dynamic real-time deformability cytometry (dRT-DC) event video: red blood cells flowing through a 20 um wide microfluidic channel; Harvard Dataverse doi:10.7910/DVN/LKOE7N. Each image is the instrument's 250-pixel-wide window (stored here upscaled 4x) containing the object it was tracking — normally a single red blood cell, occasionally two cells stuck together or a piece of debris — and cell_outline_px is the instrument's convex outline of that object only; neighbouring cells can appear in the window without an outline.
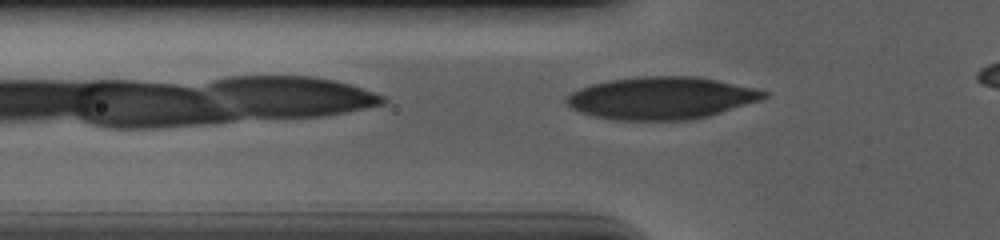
{"species": "human", "species_latin": "Homo sapiens", "temperature_condition": "cold", "stored_images_in_passage": 33, "camera_frame_rate_fps": 3000, "um_per_image_px": 0.085, "donor": {"sex": "male"}, "frame": {"image": 1, "passage_image": 3, "time_ms": 0.667, "image_size_px": [1000, 240], "cell_outline_px": [[768, 96], [760, 100], [708, 116], [688, 120], [616, 120], [592, 116], [580, 112], [572, 108], [564, 100], [572, 92], [580, 88], [592, 84], [612, 80], [644, 76], [692, 76], [716, 80], [756, 88], [768, 92]], "centroid_in_image_um": [56.21, 8.34], "position_along_channel_um": 69.6, "area_um2": 48.38}}
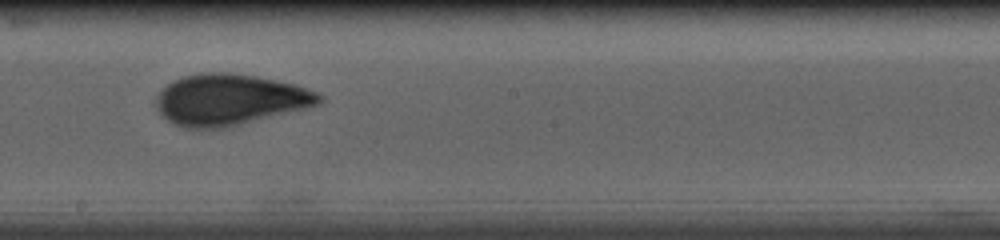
{"frame": {"image": 2, "passage_image": 16, "time_ms": 5.0, "image_size_px": [1000, 240], "cell_outline_px": [[324, 100], [320, 104], [224, 128], [184, 128], [168, 120], [160, 112], [156, 104], [156, 96], [172, 80], [184, 76], [200, 72], [228, 72], [256, 76], [276, 80], [292, 84], [316, 92], [324, 96]], "centroid_in_image_um": [19.51, 8.46], "position_along_channel_um": 228.7, "area_um2": 48.09}}
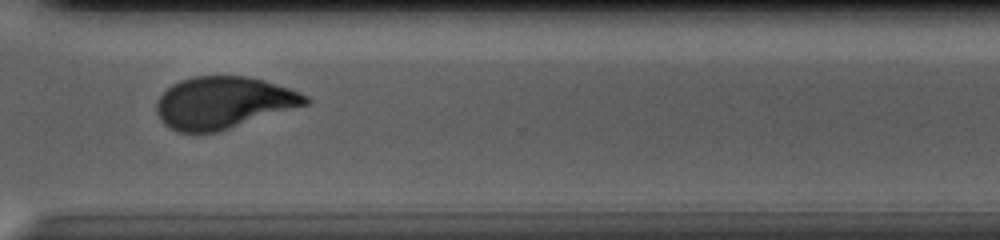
{"frame": {"image": 3, "passage_image": 26, "time_ms": 8.333, "image_size_px": [1000, 240], "cell_outline_px": [[312, 100], [308, 104], [216, 132], [176, 132], [164, 124], [160, 120], [156, 112], [156, 104], [160, 96], [172, 84], [180, 80], [192, 76], [248, 76], [264, 80], [300, 92], [308, 96]], "centroid_in_image_um": [18.97, 8.72], "position_along_channel_um": 351.6, "area_um2": 44.91}, "authors_computed_cell_mechanics": {"area_um2": 47.2226, "velocity_mm_per_s": 3.6851, "shape_relaxation_time_tau1_ms": 4.6134, "shape_relaxation_time_tau2_ms": 1.0643, "deformation_change_tau1": 0.1515, "deformation_change_tau2": 0.054}}